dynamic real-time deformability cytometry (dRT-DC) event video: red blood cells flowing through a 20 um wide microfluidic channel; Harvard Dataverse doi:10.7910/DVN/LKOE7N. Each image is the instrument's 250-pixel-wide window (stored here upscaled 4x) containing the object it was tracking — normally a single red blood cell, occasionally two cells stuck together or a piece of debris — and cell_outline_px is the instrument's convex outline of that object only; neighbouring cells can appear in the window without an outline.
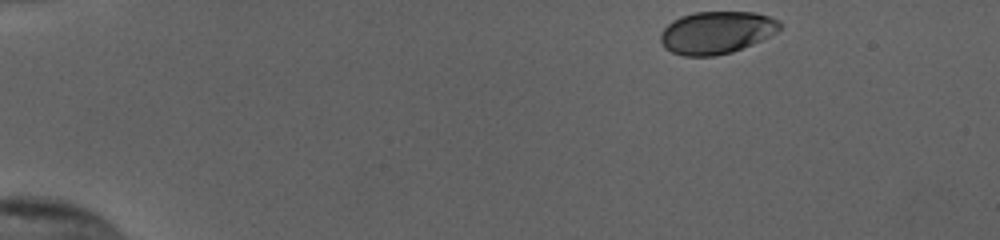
{"species": "human", "species_latin": "Homo sapiens", "temperature_condition": "cold", "stored_images_in_passage": 40, "camera_frame_rate_fps": 3000, "um_per_image_px": 0.085, "donor": {"sex": "female"}, "frame": {"image": 1, "passage_image": 1, "time_ms": 0.0, "image_size_px": [1000, 240], "cell_outline_px": [[784, 24], [776, 32], [752, 44], [732, 52], [712, 56], [684, 56], [672, 52], [664, 48], [660, 40], [660, 36], [664, 28], [672, 20], [680, 16], [696, 12], [756, 12], [780, 20]], "centroid_in_image_um": [60.9, 2.76], "position_along_channel_um": 24.1, "area_um2": 29.54}}
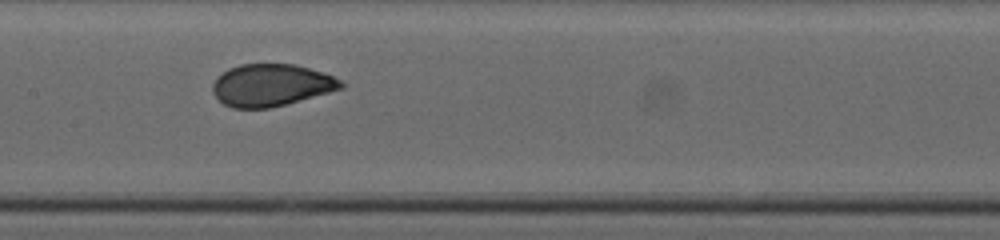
{"frame": {"image": 2, "passage_image": 22, "time_ms": 7.0, "image_size_px": [1000, 240], "cell_outline_px": [[344, 88], [284, 104], [268, 108], [232, 108], [224, 104], [212, 92], [212, 84], [216, 76], [228, 68], [240, 64], [292, 64], [324, 72], [340, 80], [344, 84]], "centroid_in_image_um": [23.01, 7.23], "position_along_channel_um": 184.4, "area_um2": 31.39}}
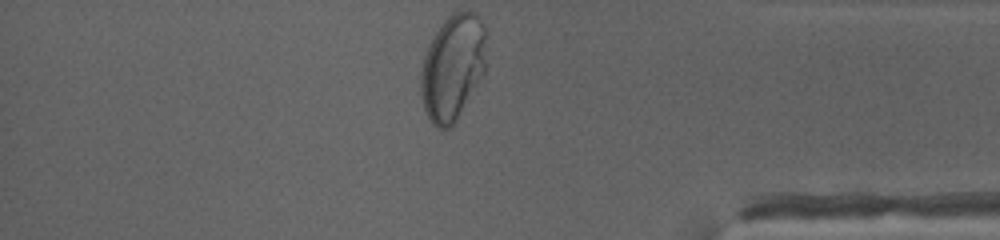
{"frame": {"image": 3, "passage_image": 40, "time_ms": 13.0, "image_size_px": [1000, 240], "cell_outline_px": [[484, 72], [452, 124], [448, 128], [436, 128], [432, 124], [424, 108], [420, 92], [420, 72], [424, 56], [436, 32], [444, 20], [452, 12], [476, 12], [480, 16], [484, 24]], "centroid_in_image_um": [38.44, 5.7], "position_along_channel_um": 396.8, "area_um2": 39.48}, "authors_computed_cell_mechanics": {"area_um2": 31.8767, "velocity_mm_per_s": 3.8431, "shape_relaxation_time_tau1_ms": 3.5276, "shape_relaxation_time_tau2_ms": null, "deformation_change_tau1": 0.1533, "deformation_change_tau2": null}}